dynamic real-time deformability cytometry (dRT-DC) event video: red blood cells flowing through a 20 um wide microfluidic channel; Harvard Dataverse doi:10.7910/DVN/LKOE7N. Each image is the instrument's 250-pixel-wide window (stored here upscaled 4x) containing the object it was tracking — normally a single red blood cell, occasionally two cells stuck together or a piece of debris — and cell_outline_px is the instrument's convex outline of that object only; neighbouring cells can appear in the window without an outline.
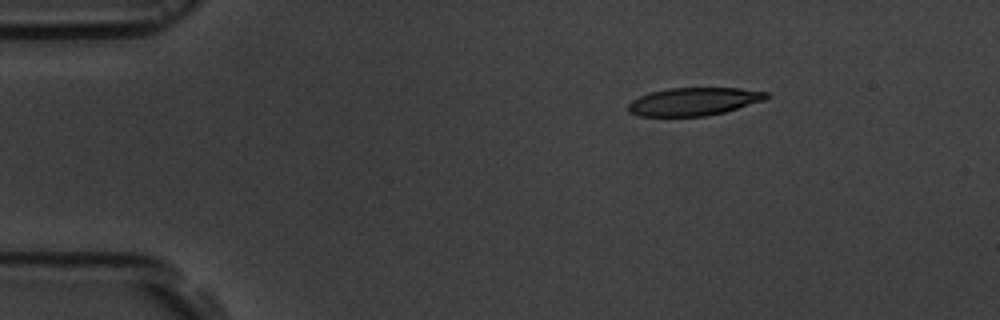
{"species": "common noctule bat (a hibernating species)", "species_latin": "Nyctalus noctula", "temperature_condition": "room temperature", "stored_images_in_passage": 5, "segment_of_instrument_passage": [2, 2], "camera_frame_rate_fps": 3000, "um_per_image_px": 0.085, "animal": {"sex": "male", "body_mass_g": 19.5, "forearm_length_mm": 54.6}, "frame": {"image": 1, "passage_image": 5, "time_ms": 6.333, "image_size_px": [1000, 320], "cell_outline_px": [[772, 96], [764, 100], [724, 112], [708, 116], [640, 116], [628, 112], [628, 104], [632, 100], [640, 96], [652, 92], [668, 88], [740, 88], [768, 92]], "centroid_in_image_um": [58.99, 8.63], "position_along_channel_um": 26.0, "area_um2": 22.48}}